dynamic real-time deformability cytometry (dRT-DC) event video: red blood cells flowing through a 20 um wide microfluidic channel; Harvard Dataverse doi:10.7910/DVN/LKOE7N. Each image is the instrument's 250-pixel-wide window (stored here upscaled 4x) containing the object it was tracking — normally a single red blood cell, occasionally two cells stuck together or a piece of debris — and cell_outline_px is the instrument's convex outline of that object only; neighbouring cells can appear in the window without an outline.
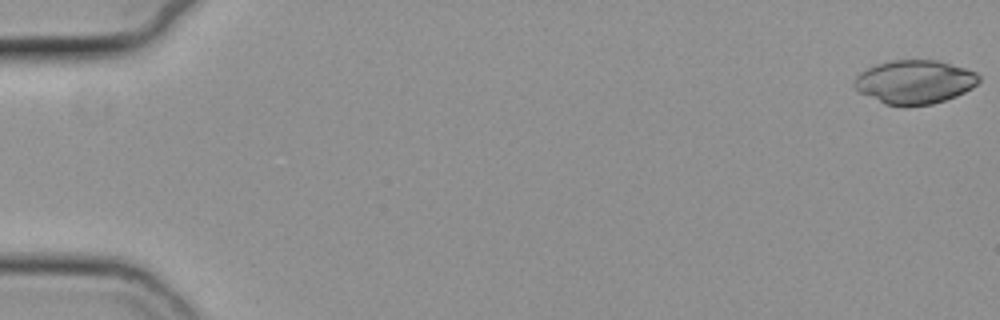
{"species": "common noctule bat (a hibernating species)", "species_latin": "Nyctalus noctula", "temperature_condition": "cold", "stored_images_in_passage": 18, "camera_frame_rate_fps": 3000, "um_per_image_px": 0.085, "animal": {"sex": "female", "body_mass_g": 19.3, "forearm_length_mm": 54.1}, "frame": {"image": 1, "passage_image": 1, "time_ms": 0.0, "image_size_px": [1000, 320], "cell_outline_px": [[980, 80], [972, 88], [956, 96], [932, 104], [884, 104], [860, 92], [852, 84], [856, 76], [860, 72], [876, 64], [892, 60], [936, 60], [964, 68], [976, 72], [980, 76]], "centroid_in_image_um": [77.74, 6.94], "position_along_channel_um": 7.3, "area_um2": 31.27}}